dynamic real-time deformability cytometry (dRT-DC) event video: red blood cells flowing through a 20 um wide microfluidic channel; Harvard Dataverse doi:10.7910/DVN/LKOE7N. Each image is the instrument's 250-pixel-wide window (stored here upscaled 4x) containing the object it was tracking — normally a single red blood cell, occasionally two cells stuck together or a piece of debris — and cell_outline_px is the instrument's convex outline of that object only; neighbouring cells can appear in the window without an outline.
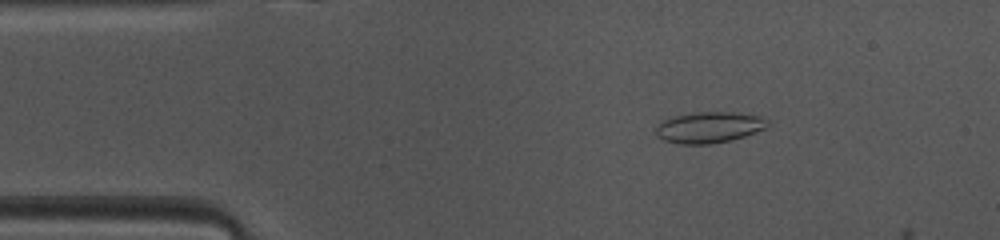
{"species": "common noctule bat (a hibernating species)", "species_latin": "Nyctalus noctula", "temperature_condition": "warm", "stored_images_in_passage": 12, "camera_frame_rate_fps": 3000, "um_per_image_px": 0.085, "animal": {"sex": "female", "body_mass_g": 10.0, "forearm_length_mm": 53.1}, "frame": {"image": 1, "passage_image": 7, "time_ms": 2.0, "image_size_px": [1000, 240], "cell_outline_px": [[768, 128], [732, 140], [712, 144], [680, 144], [664, 140], [656, 136], [656, 124], [664, 120], [676, 116], [696, 112], [732, 112], [764, 116], [768, 120]], "centroid_in_image_um": [60.3, 10.83], "position_along_channel_um": 24.7, "area_um2": 20.4}}